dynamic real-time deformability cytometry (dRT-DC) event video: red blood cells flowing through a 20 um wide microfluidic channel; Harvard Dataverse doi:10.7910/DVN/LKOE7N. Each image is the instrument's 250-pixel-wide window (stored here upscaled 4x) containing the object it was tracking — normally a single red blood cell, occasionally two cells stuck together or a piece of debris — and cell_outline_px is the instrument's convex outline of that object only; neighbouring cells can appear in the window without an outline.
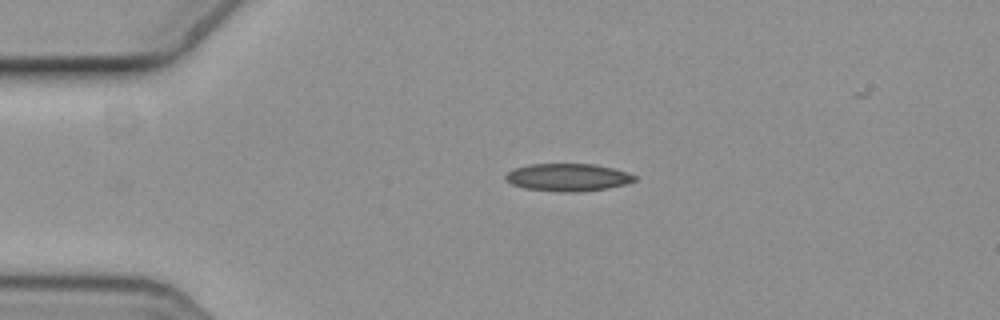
{"species": "common noctule bat (a hibernating species)", "species_latin": "Nyctalus noctula", "temperature_condition": "cold", "stored_images_in_passage": 3, "camera_frame_rate_fps": 3000, "um_per_image_px": 0.085, "animal": {"sex": "female", "body_mass_g": 19.3, "forearm_length_mm": 54.1}, "frame": {"image": 1, "passage_image": 2, "time_ms": 0.333, "image_size_px": [1000, 320], "cell_outline_px": [[636, 180], [624, 184], [608, 188], [576, 192], [568, 192], [524, 188], [512, 184], [504, 180], [504, 176], [512, 168], [528, 164], [596, 164], [612, 168], [636, 176]], "centroid_in_image_um": [48.21, 15.06], "position_along_channel_um": 36.8, "area_um2": 20.63}}